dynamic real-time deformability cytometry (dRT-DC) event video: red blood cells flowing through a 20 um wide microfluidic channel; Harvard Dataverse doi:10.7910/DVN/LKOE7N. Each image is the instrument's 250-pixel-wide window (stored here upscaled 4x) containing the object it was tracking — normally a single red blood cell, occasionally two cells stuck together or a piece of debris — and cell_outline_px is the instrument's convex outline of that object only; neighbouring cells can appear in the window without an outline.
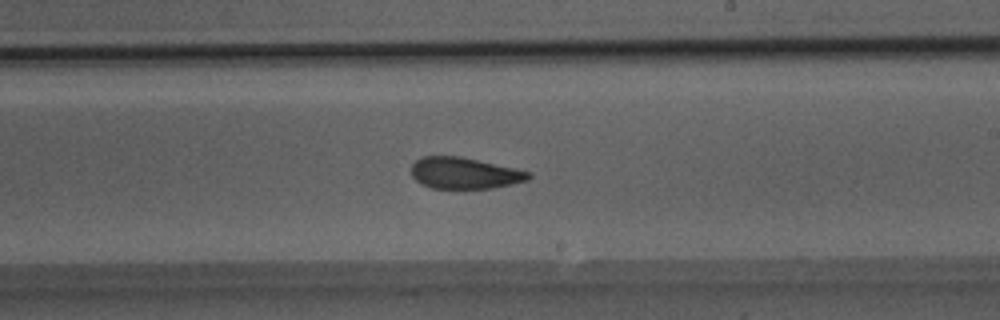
{"species": "Egyptian fruit bat (a non-hibernating species)", "species_latin": "Rousettus aegyptiacus", "temperature_condition": "room temperature", "stored_images_in_passage": 50, "camera_frame_rate_fps": 3000, "um_per_image_px": 0.085, "animal": {"sex": "male"}, "frame": {"image": 1, "passage_image": 29, "time_ms": 9.333, "image_size_px": [1000, 320], "cell_outline_px": [[532, 176], [528, 180], [512, 184], [492, 188], [432, 188], [420, 184], [412, 176], [412, 164], [420, 156], [460, 156], [532, 172]], "centroid_in_image_um": [39.48, 14.71], "position_along_channel_um": 249.5, "area_um2": 21.44}}
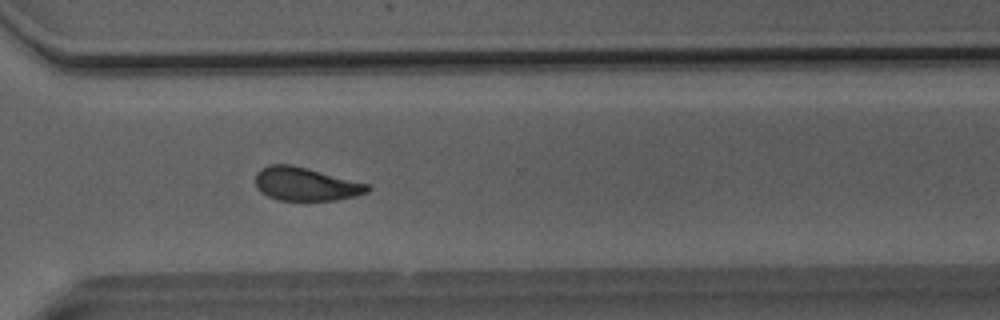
{"frame": {"image": 2, "passage_image": 36, "time_ms": 11.667, "image_size_px": [1000, 320], "cell_outline_px": [[372, 188], [368, 192], [356, 196], [336, 200], [276, 200], [260, 192], [256, 188], [256, 172], [260, 168], [268, 164], [292, 164], [372, 184]], "centroid_in_image_um": [26.01, 15.63], "position_along_channel_um": 344.6, "area_um2": 22.25}, "authors_computed_cell_mechanics": {"area_um2": 22.7732, "velocity_mm_per_s": 4.0769, "shape_relaxation_time_tau1_ms": 4.7029, "shape_relaxation_time_tau2_ms": 1.5867, "deformation_change_tau1": 0.117, "deformation_change_tau2": 0.075}}